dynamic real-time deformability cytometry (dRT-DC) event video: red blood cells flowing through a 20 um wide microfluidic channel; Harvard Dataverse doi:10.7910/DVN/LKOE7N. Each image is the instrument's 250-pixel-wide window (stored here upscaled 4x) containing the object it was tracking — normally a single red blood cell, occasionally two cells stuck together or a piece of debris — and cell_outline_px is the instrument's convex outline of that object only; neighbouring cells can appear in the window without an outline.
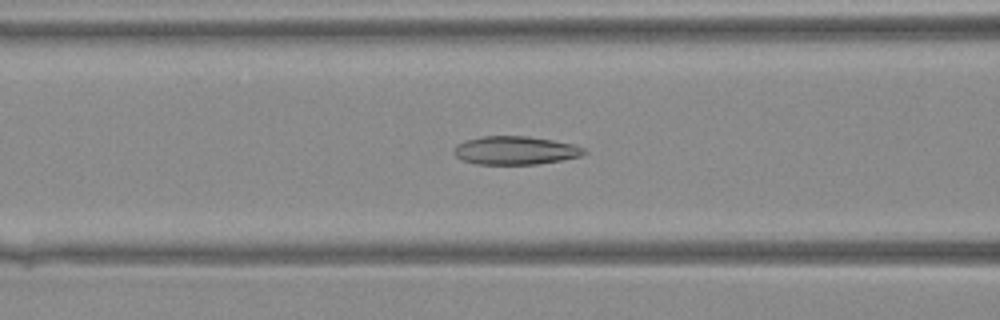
{"species": "Egyptian fruit bat (a non-hibernating species)", "species_latin": "Rousettus aegyptiacus", "temperature_condition": "warm", "stored_images_in_passage": 34, "camera_frame_rate_fps": 3000, "um_per_image_px": 0.085, "animal": {"sex": "female"}, "frame": {"image": 1, "passage_image": 10, "time_ms": 3.0, "image_size_px": [1000, 320], "cell_outline_px": [[588, 152], [580, 156], [540, 164], [476, 164], [460, 160], [452, 152], [452, 148], [456, 144], [464, 140], [480, 136], [528, 136], [552, 140], [572, 144], [584, 148]], "centroid_in_image_um": [43.73, 12.78], "position_along_channel_um": 122.9, "area_um2": 21.73}}
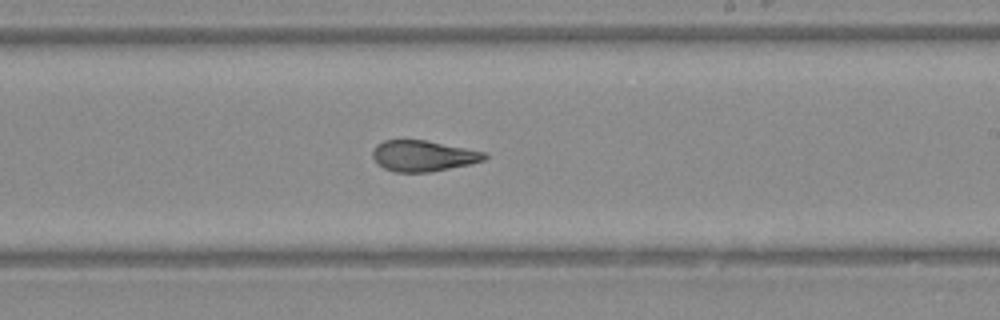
{"frame": {"image": 2, "passage_image": 18, "time_ms": 5.667, "image_size_px": [1000, 320], "cell_outline_px": [[488, 156], [484, 160], [472, 164], [428, 172], [396, 172], [384, 168], [372, 156], [372, 152], [376, 144], [384, 140], [424, 140], [488, 152]], "centroid_in_image_um": [36.01, 13.24], "position_along_channel_um": 253.0, "area_um2": 20.11}}
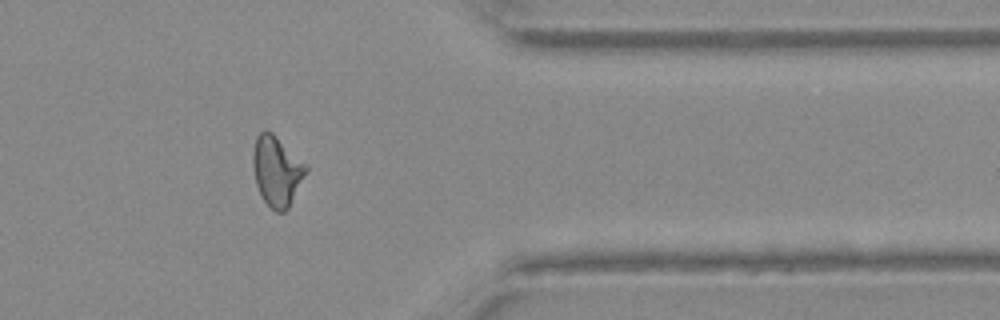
{"frame": {"image": 3, "passage_image": 27, "time_ms": 8.667, "image_size_px": [1000, 320], "cell_outline_px": [[308, 168], [288, 208], [284, 212], [276, 212], [264, 200], [256, 184], [252, 164], [252, 152], [256, 136], [264, 128], [272, 132], [308, 164]], "centroid_in_image_um": [23.52, 14.48], "position_along_channel_um": 387.9, "area_um2": 21.68}}